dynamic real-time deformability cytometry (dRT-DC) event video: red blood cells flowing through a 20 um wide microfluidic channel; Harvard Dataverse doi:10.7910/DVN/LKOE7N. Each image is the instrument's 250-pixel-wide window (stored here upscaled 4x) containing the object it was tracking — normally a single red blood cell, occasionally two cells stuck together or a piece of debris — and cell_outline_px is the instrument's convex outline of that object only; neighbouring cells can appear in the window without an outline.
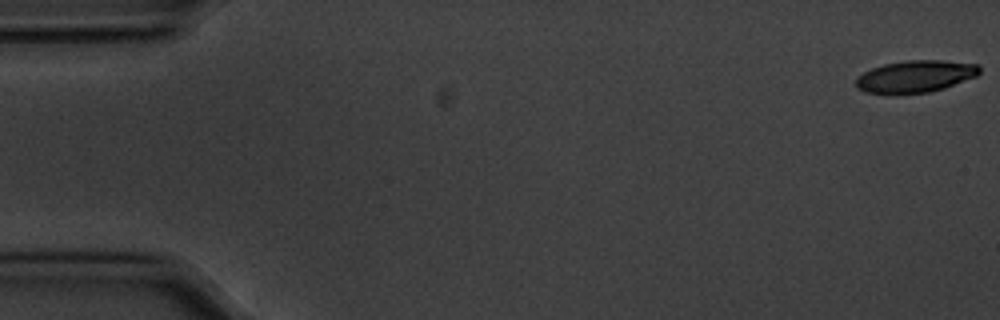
{"species": "common noctule bat (a hibernating species)", "species_latin": "Nyctalus noctula", "temperature_condition": "cold", "stored_images_in_passage": 12, "camera_frame_rate_fps": 3000, "um_per_image_px": 0.085, "animal": {"sex": "male", "body_mass_g": 20.1, "forearm_length_mm": 53.5}, "frame": {"image": 1, "passage_image": 1, "time_ms": 0.0, "image_size_px": [1000, 320], "cell_outline_px": [[980, 72], [976, 76], [944, 88], [928, 92], [864, 92], [856, 88], [856, 80], [864, 72], [872, 68], [884, 64], [908, 60], [940, 60], [980, 64]], "centroid_in_image_um": [77.85, 6.46], "position_along_channel_um": 7.2, "area_um2": 22.54}}